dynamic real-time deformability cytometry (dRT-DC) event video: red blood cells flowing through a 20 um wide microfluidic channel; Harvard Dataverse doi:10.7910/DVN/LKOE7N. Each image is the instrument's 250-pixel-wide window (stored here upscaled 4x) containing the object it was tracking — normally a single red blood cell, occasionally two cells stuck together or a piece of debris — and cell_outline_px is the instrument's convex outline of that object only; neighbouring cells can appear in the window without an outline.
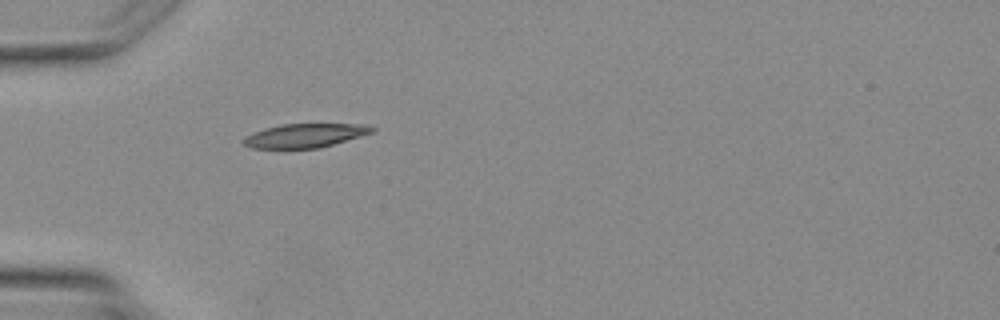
{"species": "Egyptian fruit bat (a non-hibernating species)", "species_latin": "Rousettus aegyptiacus", "temperature_condition": "warm", "stored_images_in_passage": 1, "camera_frame_rate_fps": 3000, "um_per_image_px": 0.085, "animal": {"sex": "female"}, "frame": {"image": 1, "passage_image": 1, "time_ms": 0.0, "image_size_px": [1000, 320], "cell_outline_px": [[376, 128], [372, 132], [360, 136], [320, 148], [252, 148], [244, 144], [244, 140], [248, 136], [264, 128], [280, 124], [364, 124]], "centroid_in_image_um": [25.95, 11.52], "position_along_channel_um": 59.0, "area_um2": 17.57}}